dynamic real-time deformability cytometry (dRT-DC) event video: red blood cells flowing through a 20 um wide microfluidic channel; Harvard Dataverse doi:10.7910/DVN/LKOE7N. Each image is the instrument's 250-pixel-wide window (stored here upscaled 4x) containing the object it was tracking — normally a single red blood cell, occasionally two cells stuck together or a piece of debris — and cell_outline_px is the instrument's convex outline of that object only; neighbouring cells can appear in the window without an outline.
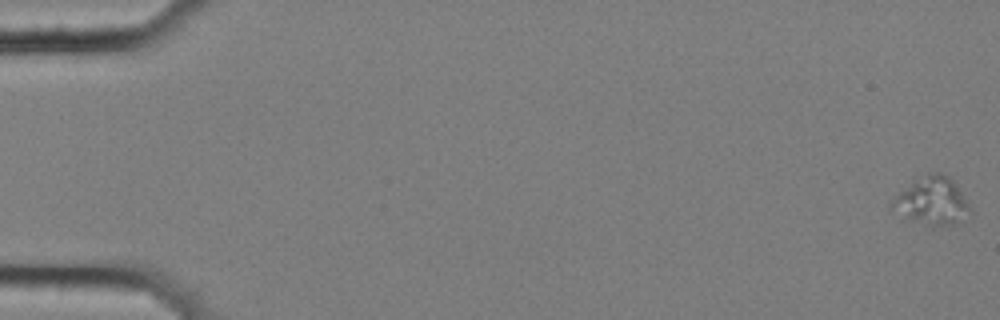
{"species": "common noctule bat (a hibernating species)", "species_latin": "Nyctalus noctula", "temperature_condition": "cold", "stored_images_in_passage": 10, "camera_frame_rate_fps": 3000, "um_per_image_px": 0.085, "animal": {"sex": "female", "body_mass_g": 25.1}, "frame": {"image": 1, "passage_image": 1, "time_ms": 0.0, "image_size_px": [1000, 320], "cell_outline_px": [[972, 212], [952, 224], [932, 224], [908, 216], [888, 208], [896, 196], [900, 192], [928, 172], [940, 172], [948, 176], [952, 180], [968, 204]], "centroid_in_image_um": [79.24, 17.03], "position_along_channel_um": 5.8, "area_um2": 20.23}}